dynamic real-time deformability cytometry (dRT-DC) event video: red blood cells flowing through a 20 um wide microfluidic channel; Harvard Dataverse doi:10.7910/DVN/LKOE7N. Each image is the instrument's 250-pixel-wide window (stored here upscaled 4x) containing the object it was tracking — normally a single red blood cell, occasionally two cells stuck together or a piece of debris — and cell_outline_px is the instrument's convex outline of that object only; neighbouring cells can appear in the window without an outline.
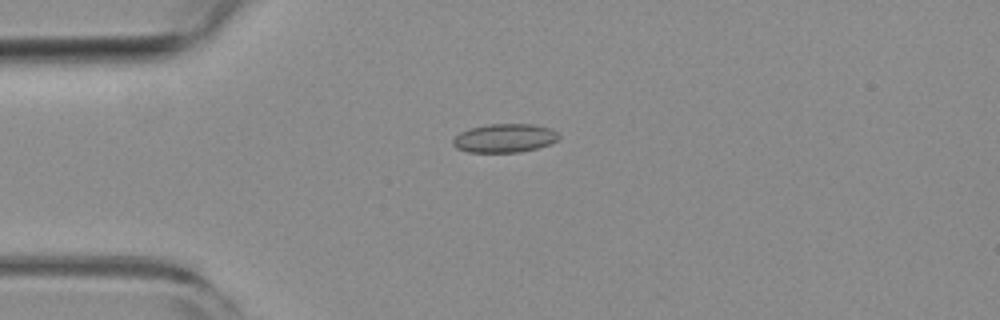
{"species": "common noctule bat (a hibernating species)", "species_latin": "Nyctalus noctula", "temperature_condition": "room temperature", "stored_images_in_passage": 9, "camera_frame_rate_fps": 3000, "um_per_image_px": 0.085, "animal": {"sex": "female", "body_mass_g": 19.3, "forearm_length_mm": 54.1}, "frame": {"image": 1, "passage_image": 1, "time_ms": 0.0, "image_size_px": [1000, 320], "cell_outline_px": [[560, 136], [556, 140], [548, 144], [536, 148], [520, 152], [468, 152], [456, 148], [452, 144], [452, 140], [460, 132], [468, 128], [488, 124], [532, 124], [552, 128]], "centroid_in_image_um": [42.86, 11.73], "position_along_channel_um": 42.1, "area_um2": 17.69}}
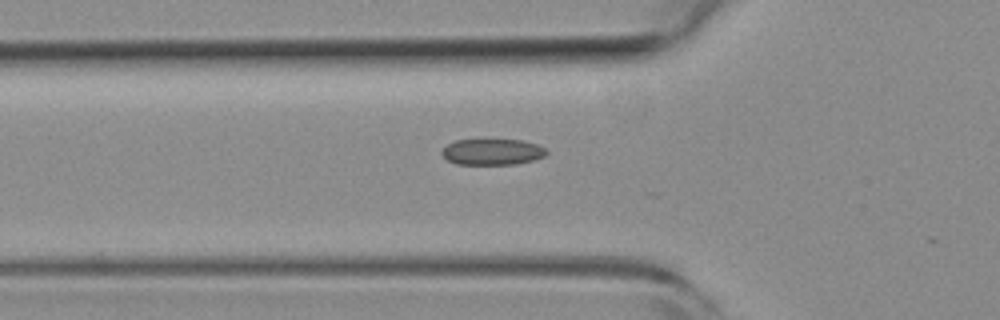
{"frame": {"image": 2, "passage_image": 6, "time_ms": 1.667, "image_size_px": [1000, 320], "cell_outline_px": [[548, 152], [544, 156], [532, 160], [516, 164], [456, 164], [448, 160], [440, 152], [448, 144], [456, 140], [520, 140], [536, 144], [544, 148]], "centroid_in_image_um": [41.83, 12.91], "position_along_channel_um": 84.0, "area_um2": 15.66}}